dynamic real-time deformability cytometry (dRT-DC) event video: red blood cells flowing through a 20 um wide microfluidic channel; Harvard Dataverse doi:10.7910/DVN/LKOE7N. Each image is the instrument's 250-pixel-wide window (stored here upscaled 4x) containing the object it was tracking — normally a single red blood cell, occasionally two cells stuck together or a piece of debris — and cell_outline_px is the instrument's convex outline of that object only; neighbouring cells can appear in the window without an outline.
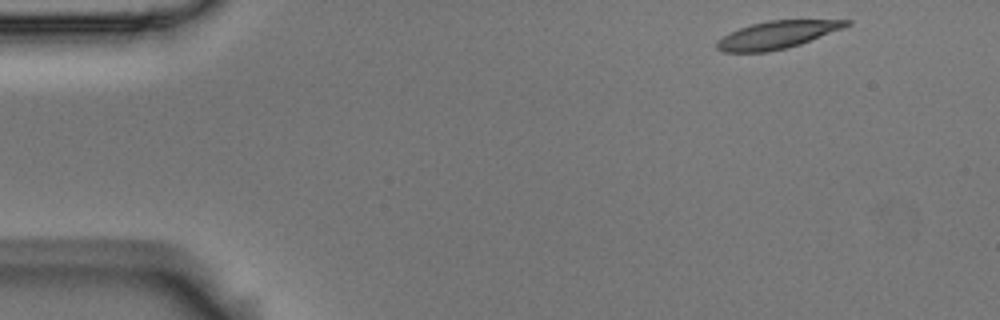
{"species": "Egyptian fruit bat (a non-hibernating species)", "species_latin": "Rousettus aegyptiacus", "temperature_condition": "room temperature", "stored_images_in_passage": 4, "camera_frame_rate_fps": 3000, "um_per_image_px": 0.085, "animal": {"sex": "male"}, "frame": {"image": 1, "passage_image": 1, "time_ms": 0.0, "image_size_px": [1000, 320], "cell_outline_px": [[852, 24], [800, 44], [768, 52], [724, 52], [716, 48], [716, 40], [740, 28], [752, 24], [768, 20], [852, 20]], "centroid_in_image_um": [66.03, 2.96], "position_along_channel_um": 19.0, "area_um2": 20.46}}
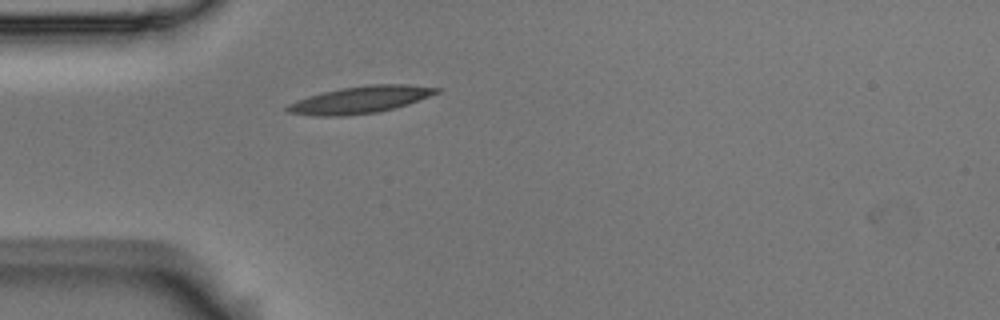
{"frame": {"image": 2, "passage_image": 4, "time_ms": 1.0, "image_size_px": [1000, 320], "cell_outline_px": [[440, 92], [408, 104], [380, 112], [344, 116], [316, 116], [288, 112], [284, 108], [288, 104], [308, 96], [320, 92], [340, 88], [368, 84], [408, 84], [440, 88]], "centroid_in_image_um": [30.62, 8.47], "position_along_channel_um": 54.4, "area_um2": 23.64}}